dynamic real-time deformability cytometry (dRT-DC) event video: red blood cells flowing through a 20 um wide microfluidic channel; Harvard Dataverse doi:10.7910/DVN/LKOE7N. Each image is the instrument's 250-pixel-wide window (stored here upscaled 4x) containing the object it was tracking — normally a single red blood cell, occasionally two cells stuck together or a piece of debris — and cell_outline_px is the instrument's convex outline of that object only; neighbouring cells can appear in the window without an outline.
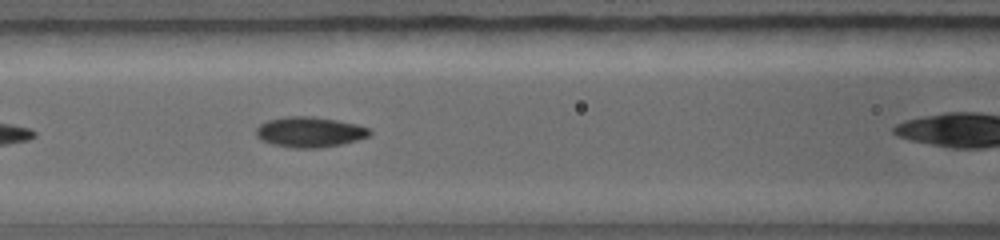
{"species": "common noctule bat (a hibernating species)", "species_latin": "Nyctalus noctula", "temperature_condition": "warm", "stored_images_in_passage": 14, "camera_frame_rate_fps": 5000, "um_per_image_px": 0.085, "animal": {"sex": "female", "body_mass_g": 19.0, "forearm_length_mm": 56.7}, "frame": {"image": 1, "passage_image": 8, "time_ms": 2.6, "image_size_px": [1000, 240], "cell_outline_px": [[372, 132], [368, 136], [356, 140], [340, 144], [320, 148], [288, 148], [272, 144], [260, 140], [256, 136], [256, 128], [260, 124], [268, 120], [284, 116], [312, 116], [336, 120], [356, 124], [372, 128]], "centroid_in_image_um": [26.3, 11.22], "position_along_channel_um": 140.3, "area_um2": 20.29}}
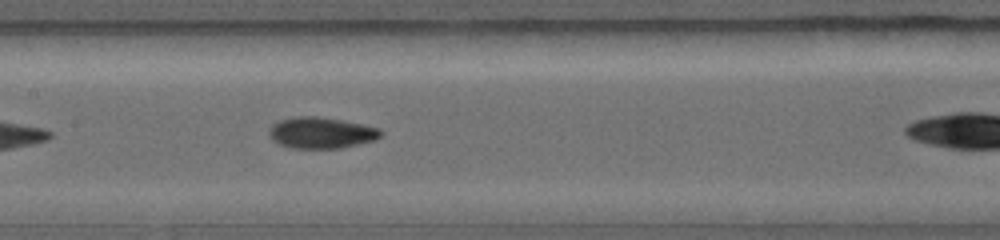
{"frame": {"image": 2, "passage_image": 10, "time_ms": 3.4, "image_size_px": [1000, 240], "cell_outline_px": [[384, 132], [376, 140], [360, 144], [340, 148], [288, 148], [272, 140], [268, 136], [268, 128], [272, 124], [280, 120], [296, 116], [316, 116], [340, 120], [380, 128]], "centroid_in_image_um": [27.28, 11.29], "position_along_channel_um": 180.1, "area_um2": 20.46}}